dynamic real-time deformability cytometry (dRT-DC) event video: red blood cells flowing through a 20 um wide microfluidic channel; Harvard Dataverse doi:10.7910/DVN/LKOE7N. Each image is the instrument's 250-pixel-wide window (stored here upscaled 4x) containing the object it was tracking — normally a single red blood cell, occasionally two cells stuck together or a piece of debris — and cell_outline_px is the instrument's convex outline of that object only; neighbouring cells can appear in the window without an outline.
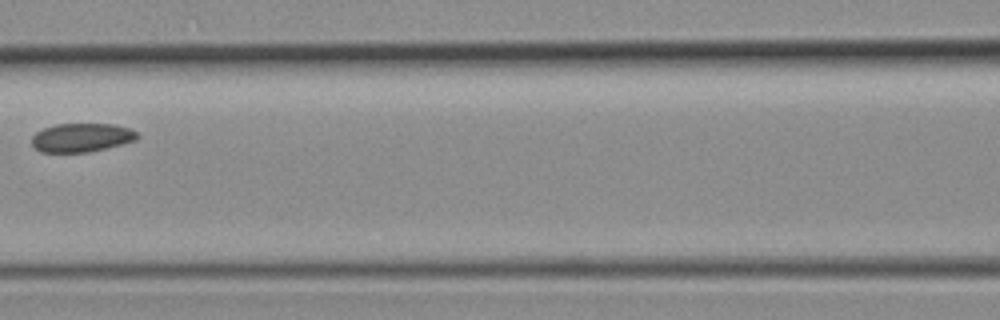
{"species": "common noctule bat (a hibernating species)", "species_latin": "Nyctalus noctula", "temperature_condition": "room temperature", "stored_images_in_passage": 6, "camera_frame_rate_fps": 3000, "um_per_image_px": 0.085, "animal": {"sex": "female", "body_mass_g": 19.3, "forearm_length_mm": 54.1}, "frame": {"image": 1, "passage_image": 6, "time_ms": 1.667, "image_size_px": [1000, 320], "cell_outline_px": [[140, 136], [136, 140], [88, 152], [40, 152], [32, 144], [32, 136], [36, 132], [44, 128], [56, 124], [112, 124], [128, 128], [136, 132]], "centroid_in_image_um": [6.91, 11.69], "position_along_channel_um": 159.7, "area_um2": 17.46}}